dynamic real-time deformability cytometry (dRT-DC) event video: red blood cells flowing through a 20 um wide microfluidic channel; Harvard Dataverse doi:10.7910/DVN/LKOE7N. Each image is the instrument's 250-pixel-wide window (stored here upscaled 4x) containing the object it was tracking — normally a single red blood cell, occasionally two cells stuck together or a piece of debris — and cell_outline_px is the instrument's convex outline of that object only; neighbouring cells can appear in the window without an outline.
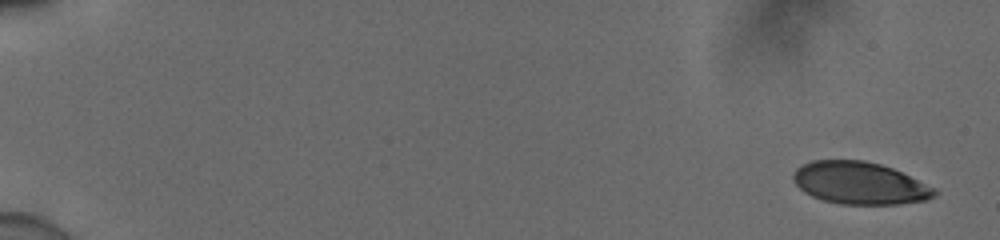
{"species": "human", "species_latin": "Homo sapiens", "temperature_condition": "cold", "stored_images_in_passage": 20, "camera_frame_rate_fps": 3000, "um_per_image_px": 0.085, "donor": {"sex": "male"}, "frame": {"image": 1, "passage_image": 1, "time_ms": 0.0, "image_size_px": [1000, 240], "cell_outline_px": [[940, 192], [936, 196], [924, 200], [896, 204], [840, 204], [824, 200], [812, 196], [804, 192], [796, 184], [792, 176], [796, 168], [812, 160], [864, 160], [880, 164], [892, 168], [936, 188]], "centroid_in_image_um": [73.09, 15.56], "position_along_channel_um": 11.9, "area_um2": 34.74}}
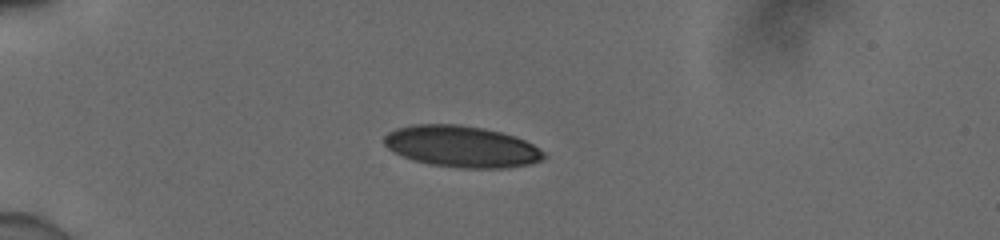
{"frame": {"image": 2, "passage_image": 15, "time_ms": 4.667, "image_size_px": [1000, 240], "cell_outline_px": [[544, 156], [540, 160], [528, 164], [504, 168], [460, 168], [428, 164], [412, 160], [388, 148], [384, 144], [384, 136], [388, 132], [396, 128], [412, 124], [460, 124], [484, 128], [516, 136], [532, 144], [544, 152]], "centroid_in_image_um": [39.2, 12.44], "position_along_channel_um": 45.8, "area_um2": 38.49}}
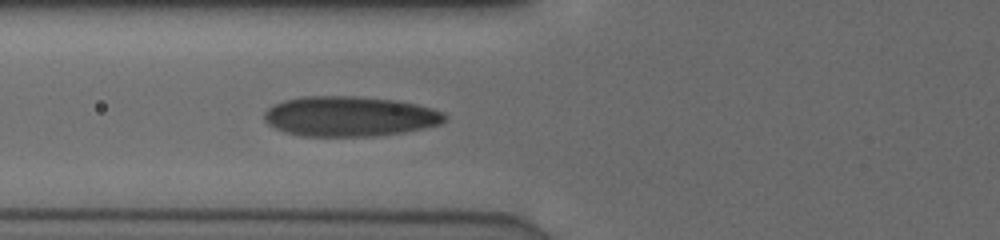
{"frame": {"image": 3, "passage_image": 20, "time_ms": 6.333, "image_size_px": [1000, 240], "cell_outline_px": [[448, 116], [440, 124], [404, 132], [372, 136], [300, 136], [284, 132], [268, 124], [264, 120], [264, 112], [268, 108], [284, 100], [300, 96], [352, 96], [392, 100], [416, 104], [432, 108], [444, 112]], "centroid_in_image_um": [29.7, 9.89], "position_along_channel_um": 96.1, "area_um2": 42.08}}